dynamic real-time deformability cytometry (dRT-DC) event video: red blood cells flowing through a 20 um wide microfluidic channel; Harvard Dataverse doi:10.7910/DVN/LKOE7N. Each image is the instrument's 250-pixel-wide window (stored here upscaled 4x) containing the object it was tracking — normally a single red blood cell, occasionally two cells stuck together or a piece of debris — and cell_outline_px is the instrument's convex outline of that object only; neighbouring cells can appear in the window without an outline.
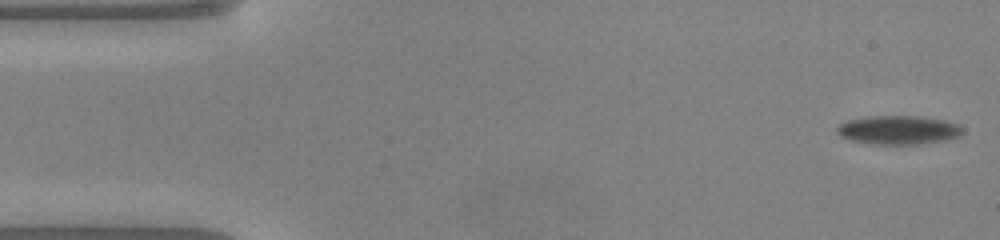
{"species": "common noctule bat (a hibernating species)", "species_latin": "Nyctalus noctula", "temperature_condition": "warm", "stored_images_in_passage": 47, "camera_frame_rate_fps": 3000, "um_per_image_px": 0.085, "animal": {"sex": "male", "body_mass_g": 20.0, "forearm_length_mm": 53.3}, "frame": {"image": 1, "passage_image": 1, "time_ms": 0.0, "image_size_px": [1000, 240], "cell_outline_px": [[960, 132], [956, 136], [940, 140], [912, 144], [880, 144], [852, 140], [840, 136], [836, 128], [840, 124], [848, 120], [876, 116], [912, 116], [940, 120], [956, 124], [960, 128]], "centroid_in_image_um": [76.26, 11.04], "position_along_channel_um": 8.7, "area_um2": 20.0}}
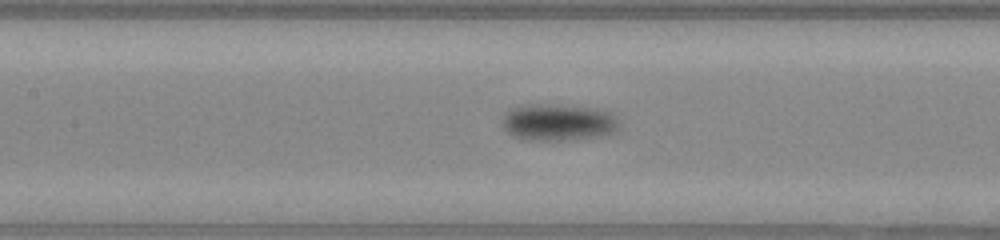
{"frame": {"image": 2, "passage_image": 22, "time_ms": 7.0, "image_size_px": [1000, 240], "cell_outline_px": [[616, 128], [608, 132], [596, 136], [568, 140], [528, 140], [512, 136], [504, 128], [504, 116], [512, 108], [524, 104], [556, 104], [592, 108], [608, 112], [616, 120]], "centroid_in_image_um": [47.35, 10.38], "position_along_channel_um": 160.1, "area_um2": 24.39}}
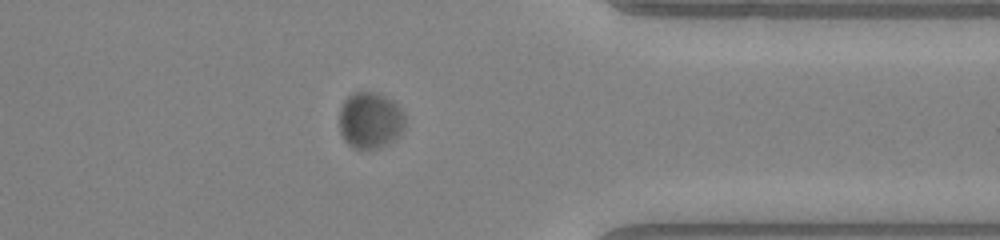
{"frame": {"image": 3, "passage_image": 40, "time_ms": 13.0, "image_size_px": [1000, 240], "cell_outline_px": [[404, 124], [400, 132], [388, 144], [376, 148], [356, 148], [348, 144], [344, 140], [340, 132], [340, 108], [344, 100], [352, 92], [376, 92], [392, 100], [400, 108], [404, 116]], "centroid_in_image_um": [31.43, 10.2], "position_along_channel_um": 380.0, "area_um2": 21.33}, "authors_computed_cell_mechanics": {"area_um2": 22.1952, "velocity_mm_per_s": 3.8969, "shape_relaxation_time_tau1_ms": 10.4143, "shape_relaxation_time_tau2_ms": null, "deformation_change_tau1": 0.2733, "deformation_change_tau2": null}}